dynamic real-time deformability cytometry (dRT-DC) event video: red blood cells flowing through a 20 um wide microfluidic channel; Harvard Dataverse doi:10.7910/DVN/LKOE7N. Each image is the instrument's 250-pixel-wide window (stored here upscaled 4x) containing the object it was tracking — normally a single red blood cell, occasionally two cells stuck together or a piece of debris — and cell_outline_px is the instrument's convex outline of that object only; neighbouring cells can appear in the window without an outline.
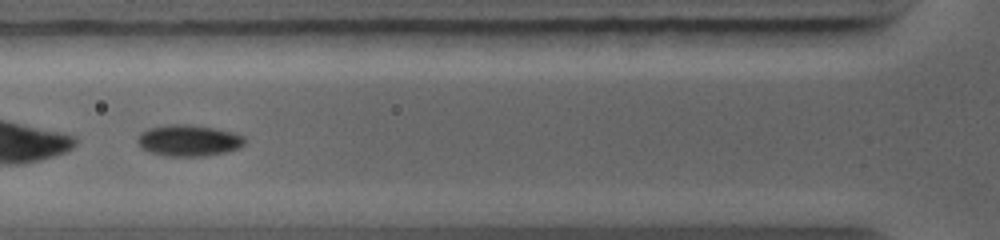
{"species": "common noctule bat (a hibernating species)", "species_latin": "Nyctalus noctula", "temperature_condition": "warm", "stored_images_in_passage": 5, "camera_frame_rate_fps": 5000, "um_per_image_px": 0.085, "animal": {"sex": "female", "body_mass_g": 19.0, "forearm_length_mm": 56.7}, "frame": {"image": 1, "passage_image": 2, "time_ms": 1.0, "image_size_px": [1000, 240], "cell_outline_px": [[248, 140], [240, 148], [228, 152], [208, 156], [164, 156], [148, 152], [140, 148], [136, 140], [136, 136], [140, 132], [148, 128], [168, 124], [192, 124], [216, 128], [236, 132], [244, 136]], "centroid_in_image_um": [16.05, 11.94], "position_along_channel_um": 109.8, "area_um2": 20.35}}
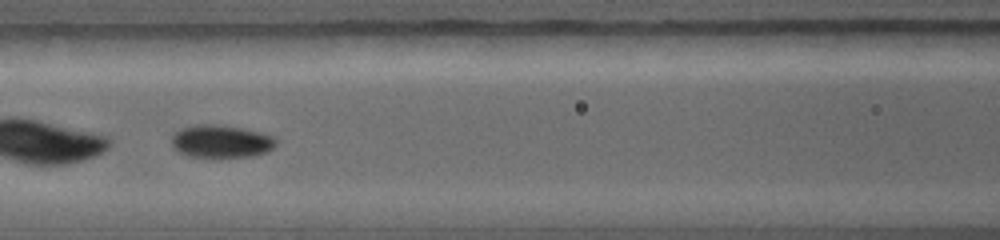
{"frame": {"image": 2, "passage_image": 3, "time_ms": 1.8, "image_size_px": [1000, 240], "cell_outline_px": [[276, 144], [268, 152], [252, 156], [188, 156], [172, 148], [172, 136], [180, 128], [196, 124], [216, 124], [244, 128], [260, 132], [272, 136], [276, 140]], "centroid_in_image_um": [18.78, 11.99], "position_along_channel_um": 147.8, "area_um2": 19.83}}
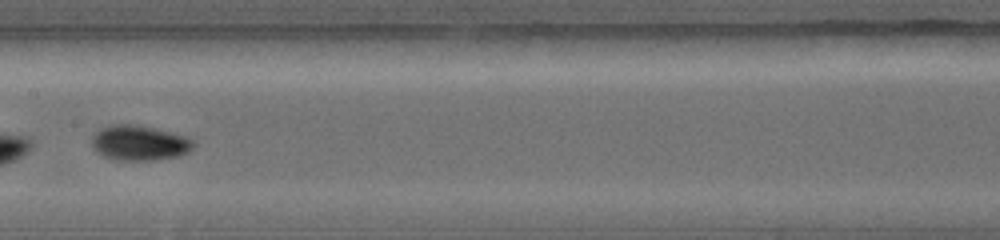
{"frame": {"image": 3, "passage_image": 4, "time_ms": 2.8, "image_size_px": [1000, 240], "cell_outline_px": [[196, 144], [188, 152], [176, 156], [152, 160], [116, 160], [104, 156], [96, 152], [92, 148], [92, 136], [100, 128], [108, 124], [136, 124], [184, 136], [196, 140]], "centroid_in_image_um": [11.81, 12.14], "position_along_channel_um": 195.6, "area_um2": 20.81}}